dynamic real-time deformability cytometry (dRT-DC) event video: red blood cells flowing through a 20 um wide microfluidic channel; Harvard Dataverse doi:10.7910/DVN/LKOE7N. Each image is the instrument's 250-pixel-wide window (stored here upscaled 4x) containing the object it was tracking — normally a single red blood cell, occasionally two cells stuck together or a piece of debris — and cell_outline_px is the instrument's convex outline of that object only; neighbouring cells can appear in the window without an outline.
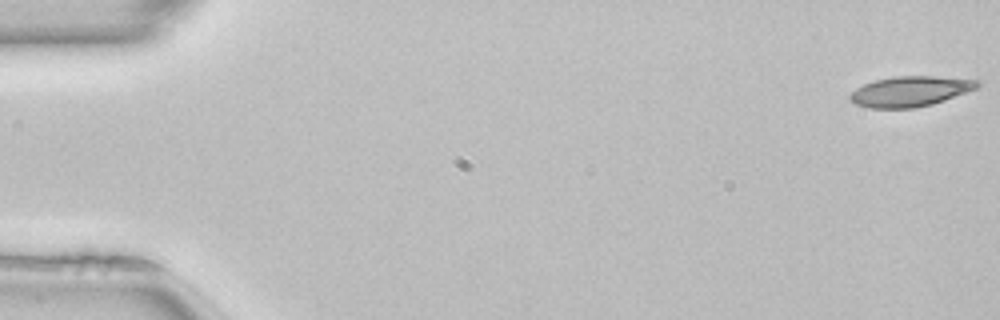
{"species": "common noctule bat (a hibernating species)", "species_latin": "Nyctalus noctula", "temperature_condition": "room temperature", "stored_images_in_passage": 51, "camera_frame_rate_fps": 3000, "um_per_image_px": 0.085, "animal": {"sex": "female", "body_mass_g": 22.7, "forearm_length_mm": 54.2}, "frame": {"image": 1, "passage_image": 1, "time_ms": 0.0, "image_size_px": [1000, 320], "cell_outline_px": [[980, 84], [976, 88], [944, 100], [932, 104], [916, 108], [868, 108], [856, 104], [848, 96], [856, 88], [864, 84], [876, 80], [892, 76], [932, 76], [980, 80]], "centroid_in_image_um": [77.35, 7.76], "position_along_channel_um": 7.7, "area_um2": 22.31}}
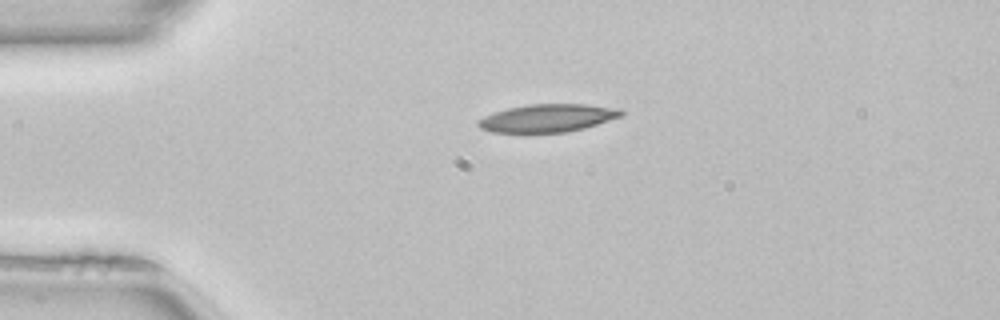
{"frame": {"image": 2, "passage_image": 12, "time_ms": 3.667, "image_size_px": [1000, 320], "cell_outline_px": [[624, 116], [584, 128], [568, 132], [492, 132], [480, 128], [476, 124], [476, 120], [484, 116], [508, 108], [528, 104], [584, 104], [620, 108], [624, 112]], "centroid_in_image_um": [46.57, 10.03], "position_along_channel_um": 38.4, "area_um2": 23.29}}
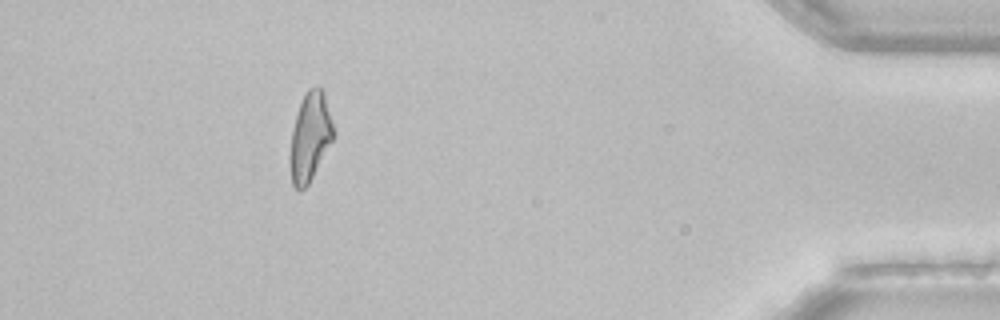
{"frame": {"image": 3, "passage_image": 46, "time_ms": 15.0, "image_size_px": [1000, 320], "cell_outline_px": [[336, 132], [332, 140], [308, 184], [300, 192], [292, 184], [288, 160], [288, 156], [292, 128], [304, 92], [308, 88], [316, 84], [324, 92]], "centroid_in_image_um": [26.33, 11.61], "position_along_channel_um": 408.9, "area_um2": 22.72}, "authors_computed_cell_mechanics": {"area_um2": 23.0044, "velocity_mm_per_s": 4.0584, "shape_relaxation_time_tau1_ms": null, "shape_relaxation_time_tau2_ms": 6.3641, "deformation_change_tau1": null, "deformation_change_tau2": 0.1697}}